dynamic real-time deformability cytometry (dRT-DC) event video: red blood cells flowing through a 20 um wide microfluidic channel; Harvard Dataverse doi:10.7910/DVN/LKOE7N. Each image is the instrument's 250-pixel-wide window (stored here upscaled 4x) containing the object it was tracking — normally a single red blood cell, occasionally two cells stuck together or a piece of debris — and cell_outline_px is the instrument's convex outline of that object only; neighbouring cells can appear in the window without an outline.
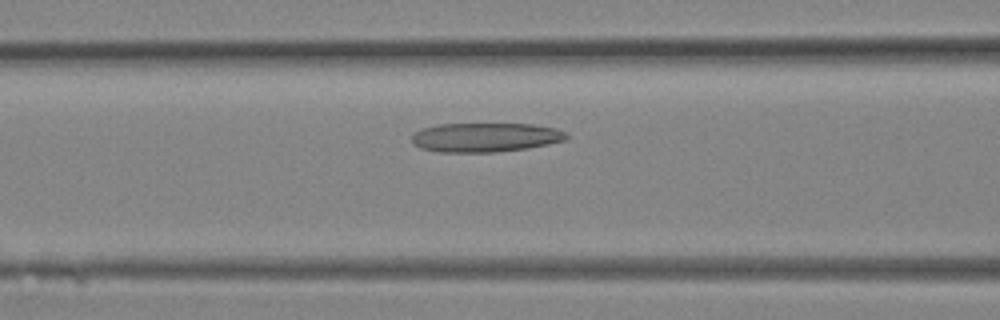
{"species": "Egyptian fruit bat (a non-hibernating species)", "species_latin": "Rousettus aegyptiacus", "temperature_condition": "room temperature", "stored_images_in_passage": 18, "camera_frame_rate_fps": 3000, "um_per_image_px": 0.085, "animal": {"sex": "female"}, "frame": {"image": 1, "passage_image": 10, "time_ms": 3.0, "image_size_px": [1000, 320], "cell_outline_px": [[568, 136], [564, 140], [548, 144], [528, 148], [496, 152], [440, 152], [420, 148], [412, 144], [412, 136], [420, 128], [436, 124], [532, 124], [556, 128], [564, 132]], "centroid_in_image_um": [41.21, 11.67], "position_along_channel_um": 125.4, "area_um2": 26.36}}
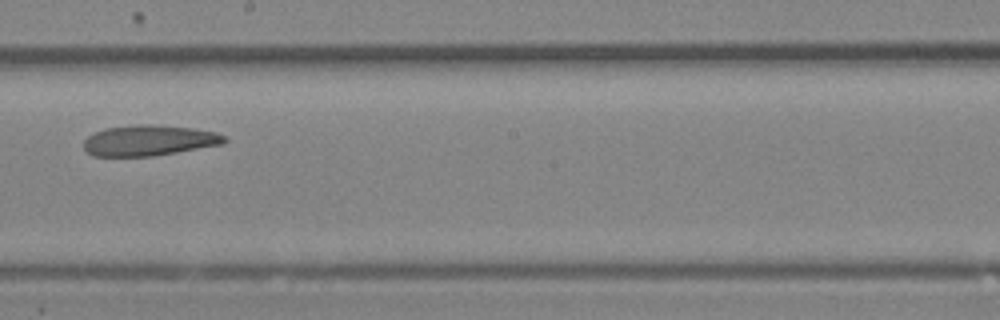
{"frame": {"image": 2, "passage_image": 15, "time_ms": 4.667, "image_size_px": [1000, 320], "cell_outline_px": [[228, 140], [224, 144], [152, 156], [92, 156], [84, 148], [84, 140], [88, 136], [104, 128], [136, 124], [148, 124], [192, 128], [216, 132], [224, 136]], "centroid_in_image_um": [12.66, 11.93], "position_along_channel_um": 235.5, "area_um2": 25.09}}
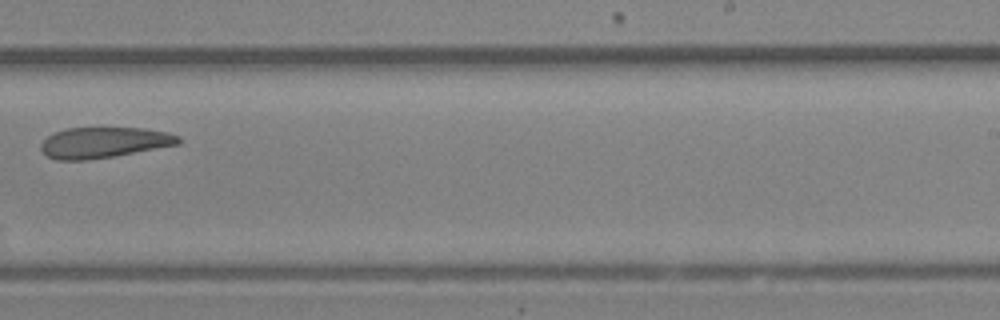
{"frame": {"image": 3, "passage_image": 17, "time_ms": 5.333, "image_size_px": [1000, 320], "cell_outline_px": [[180, 144], [112, 156], [88, 160], [56, 160], [48, 156], [40, 148], [40, 144], [48, 136], [56, 132], [68, 128], [144, 128], [168, 132], [180, 136]], "centroid_in_image_um": [8.84, 12.11], "position_along_channel_um": 280.2, "area_um2": 24.45}}